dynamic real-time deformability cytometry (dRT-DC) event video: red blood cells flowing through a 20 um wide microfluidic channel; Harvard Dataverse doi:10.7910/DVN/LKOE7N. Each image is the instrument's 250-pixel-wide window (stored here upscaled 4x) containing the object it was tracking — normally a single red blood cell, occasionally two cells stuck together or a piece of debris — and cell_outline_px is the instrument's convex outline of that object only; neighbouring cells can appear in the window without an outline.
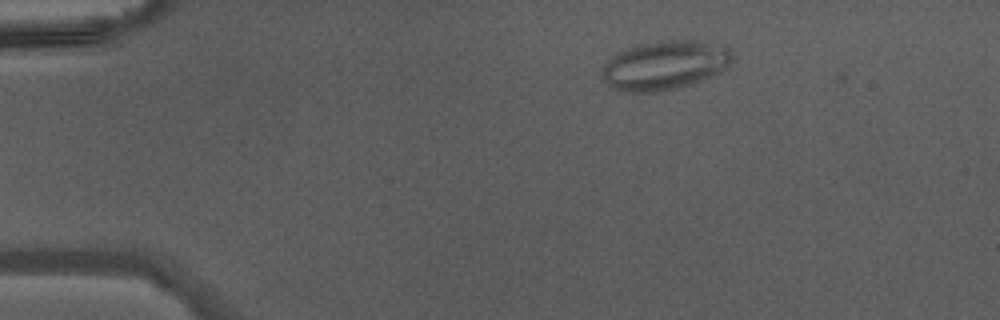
{"species": "Egyptian fruit bat (a non-hibernating species)", "species_latin": "Rousettus aegyptiacus", "temperature_condition": "warm", "stored_images_in_passage": 44, "camera_frame_rate_fps": 3000, "um_per_image_px": 0.085, "animal": {"sex": "male"}, "frame": {"image": 1, "passage_image": 7, "time_ms": 2.0, "image_size_px": [1000, 320], "cell_outline_px": [[732, 60], [728, 68], [720, 72], [700, 80], [676, 88], [660, 92], [620, 92], [612, 88], [604, 80], [600, 72], [604, 64], [616, 52], [636, 44], [660, 40], [696, 40], [724, 44], [728, 48], [732, 56]], "centroid_in_image_um": [56.48, 5.53], "position_along_channel_um": 28.5, "area_um2": 37.74}}